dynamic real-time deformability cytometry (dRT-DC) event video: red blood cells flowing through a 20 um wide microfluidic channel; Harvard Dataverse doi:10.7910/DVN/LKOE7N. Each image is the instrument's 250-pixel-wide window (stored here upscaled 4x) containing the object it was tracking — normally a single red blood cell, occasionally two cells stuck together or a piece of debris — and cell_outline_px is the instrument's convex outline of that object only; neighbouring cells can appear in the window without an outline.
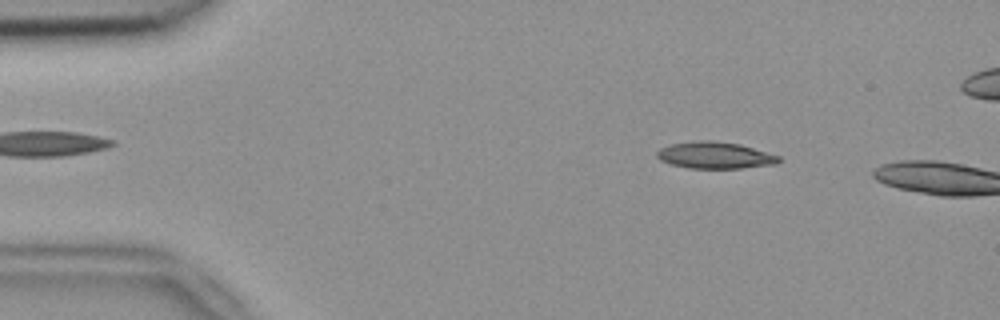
{"species": "common noctule bat (a hibernating species)", "species_latin": "Nyctalus noctula", "temperature_condition": "room temperature", "stored_images_in_passage": 9, "camera_frame_rate_fps": 3000, "um_per_image_px": 0.085, "animal": {"sex": "female", "body_mass_g": 18.4}, "frame": {"image": 1, "passage_image": 7, "time_ms": 2.0, "image_size_px": [1000, 320], "cell_outline_px": [[780, 160], [776, 164], [740, 168], [688, 168], [672, 164], [660, 160], [656, 156], [656, 152], [660, 148], [668, 144], [700, 140], [712, 140], [740, 144], [780, 156]], "centroid_in_image_um": [60.74, 13.19], "position_along_channel_um": 24.3, "area_um2": 18.96}}